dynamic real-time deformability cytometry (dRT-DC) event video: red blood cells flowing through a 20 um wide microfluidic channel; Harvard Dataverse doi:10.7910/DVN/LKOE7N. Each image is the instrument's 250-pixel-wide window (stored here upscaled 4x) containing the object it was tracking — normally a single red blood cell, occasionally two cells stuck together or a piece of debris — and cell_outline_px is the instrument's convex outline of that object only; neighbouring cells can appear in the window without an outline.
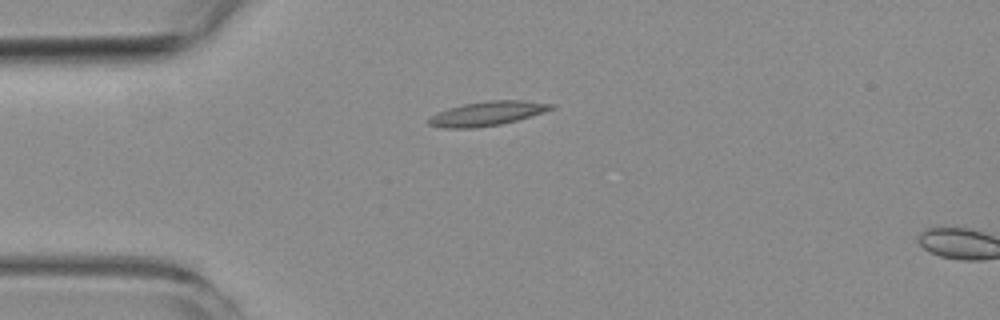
{"species": "common noctule bat (a hibernating species)", "species_latin": "Nyctalus noctula", "temperature_condition": "room temperature", "stored_images_in_passage": 2, "camera_frame_rate_fps": 3000, "um_per_image_px": 0.085, "animal": {"sex": "female", "body_mass_g": 19.3, "forearm_length_mm": 54.1}, "frame": {"image": 1, "passage_image": 1, "time_ms": 0.0, "image_size_px": [1000, 320], "cell_outline_px": [[556, 108], [544, 112], [516, 120], [500, 124], [472, 128], [440, 128], [428, 124], [428, 120], [432, 116], [440, 112], [464, 104], [488, 100], [520, 100], [556, 104]], "centroid_in_image_um": [41.46, 9.65], "position_along_channel_um": 43.5, "area_um2": 17.05}}